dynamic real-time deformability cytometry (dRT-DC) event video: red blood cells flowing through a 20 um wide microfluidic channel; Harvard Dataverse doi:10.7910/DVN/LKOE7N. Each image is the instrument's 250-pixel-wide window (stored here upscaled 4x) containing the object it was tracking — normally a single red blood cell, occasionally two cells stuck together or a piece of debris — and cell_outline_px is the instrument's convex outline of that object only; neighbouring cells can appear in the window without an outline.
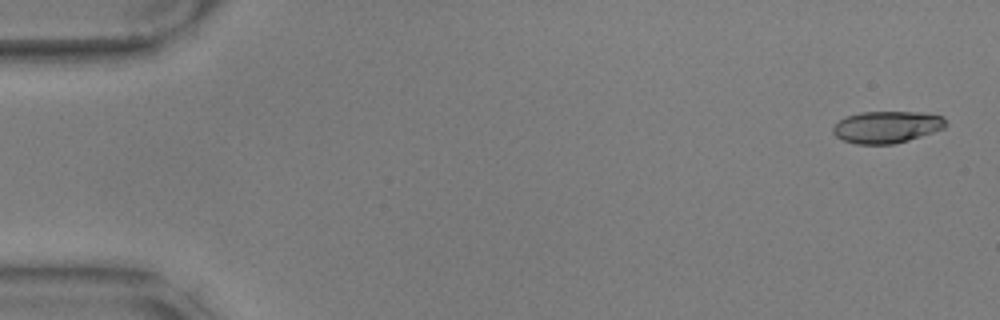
{"species": "common noctule bat (a hibernating species)", "species_latin": "Nyctalus noctula", "temperature_condition": "warm", "stored_images_in_passage": 57, "camera_frame_rate_fps": 3000, "um_per_image_px": 0.085, "animal": {"sex": "male", "body_mass_g": 17.9, "forearm_length_mm": 54.2}, "frame": {"image": 1, "passage_image": 2, "time_ms": 0.333, "image_size_px": [1000, 320], "cell_outline_px": [[948, 124], [944, 128], [908, 140], [892, 144], [856, 144], [844, 140], [836, 136], [832, 132], [832, 128], [840, 120], [848, 116], [860, 112], [920, 112], [944, 116]], "centroid_in_image_um": [75.39, 10.79], "position_along_channel_um": 9.6, "area_um2": 20.87}}
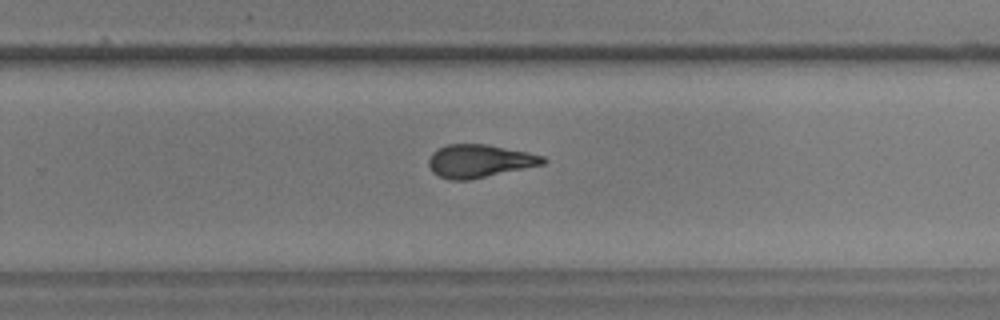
{"frame": {"image": 2, "passage_image": 37, "time_ms": 12.0, "image_size_px": [1000, 320], "cell_outline_px": [[548, 160], [544, 164], [468, 180], [448, 180], [432, 172], [428, 164], [428, 160], [432, 152], [448, 144], [488, 144], [528, 152], [544, 156]], "centroid_in_image_um": [40.75, 13.68], "position_along_channel_um": 289.0, "area_um2": 21.96}}
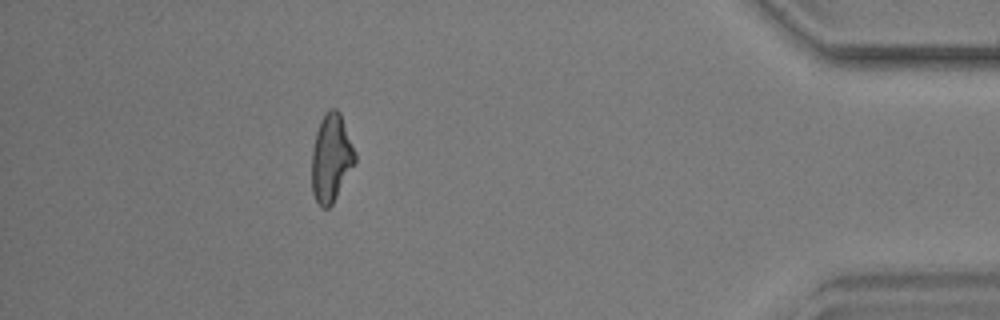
{"frame": {"image": 3, "passage_image": 51, "time_ms": 16.667, "image_size_px": [1000, 320], "cell_outline_px": [[356, 160], [332, 204], [328, 208], [324, 208], [316, 200], [312, 192], [312, 148], [316, 132], [320, 120], [328, 108], [336, 108], [340, 112], [356, 152]], "centroid_in_image_um": [28.14, 13.38], "position_along_channel_um": 407.1, "area_um2": 22.02}, "authors_computed_cell_mechanics": {"area_um2": 21.9062, "velocity_mm_per_s": 3.5569, "shape_relaxation_time_tau1_ms": 8.8766, "shape_relaxation_time_tau2_ms": 2.4901, "deformation_change_tau1": 0.2756, "deformation_change_tau2": 0.1093}}